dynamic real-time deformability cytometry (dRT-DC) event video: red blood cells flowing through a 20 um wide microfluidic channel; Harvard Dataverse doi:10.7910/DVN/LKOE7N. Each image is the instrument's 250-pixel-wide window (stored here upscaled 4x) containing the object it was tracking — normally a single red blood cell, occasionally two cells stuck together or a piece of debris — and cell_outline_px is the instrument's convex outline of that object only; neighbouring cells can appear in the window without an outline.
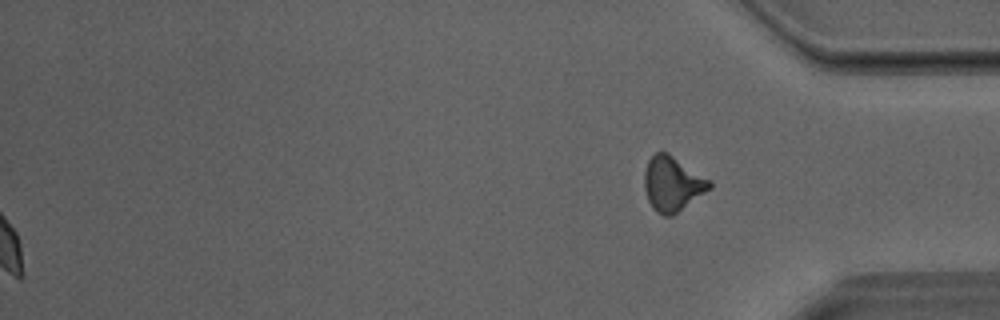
{"species": "Egyptian fruit bat (a non-hibernating species)", "species_latin": "Rousettus aegyptiacus", "temperature_condition": "room temperature", "stored_images_in_passage": 28, "segment_of_instrument_passage": [2, 2], "camera_frame_rate_fps": 3000, "um_per_image_px": 0.085, "animal": {"sex": "male"}, "frame": {"image": 1, "passage_image": 28, "time_ms": 9.0, "image_size_px": [1000, 320], "cell_outline_px": [[712, 188], [672, 216], [664, 216], [656, 212], [652, 208], [648, 200], [644, 188], [644, 172], [648, 160], [656, 152], [668, 152], [712, 180]], "centroid_in_image_um": [57.17, 15.62], "position_along_channel_um": 378.0, "area_um2": 21.04}}